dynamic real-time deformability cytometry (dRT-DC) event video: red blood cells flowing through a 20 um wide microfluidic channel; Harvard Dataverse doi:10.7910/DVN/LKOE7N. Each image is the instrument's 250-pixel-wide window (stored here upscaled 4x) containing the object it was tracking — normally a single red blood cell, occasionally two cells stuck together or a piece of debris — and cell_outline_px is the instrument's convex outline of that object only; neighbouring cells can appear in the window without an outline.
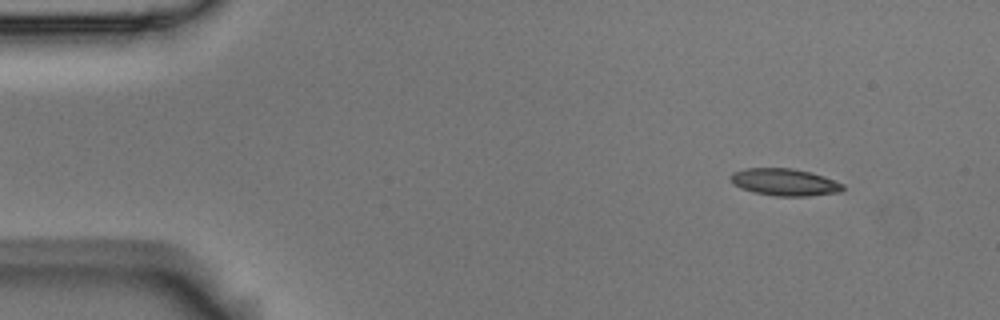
{"species": "Egyptian fruit bat (a non-hibernating species)", "species_latin": "Rousettus aegyptiacus", "temperature_condition": "room temperature", "stored_images_in_passage": 4, "camera_frame_rate_fps": 3000, "um_per_image_px": 0.085, "animal": {"sex": "male"}, "frame": {"image": 1, "passage_image": 1, "time_ms": 0.0, "image_size_px": [1000, 320], "cell_outline_px": [[844, 188], [840, 192], [808, 196], [776, 196], [752, 192], [740, 188], [732, 184], [728, 176], [732, 172], [744, 168], [792, 168], [812, 172], [824, 176], [844, 184]], "centroid_in_image_um": [66.65, 15.48], "position_along_channel_um": 18.3, "area_um2": 18.03}}
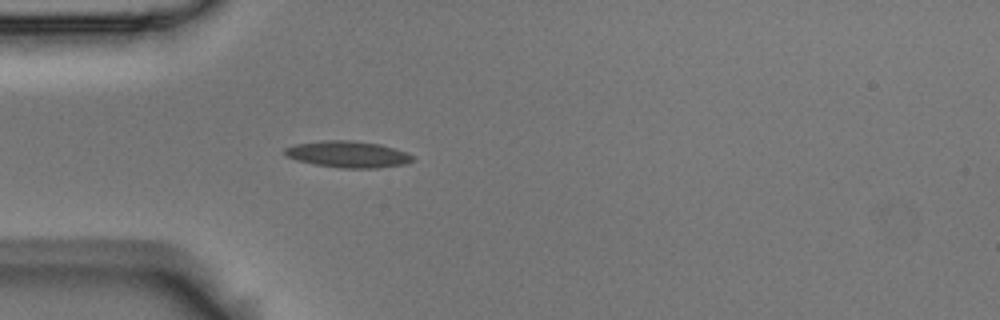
{"frame": {"image": 2, "passage_image": 4, "time_ms": 1.0, "image_size_px": [1000, 320], "cell_outline_px": [[416, 160], [408, 164], [376, 168], [340, 168], [316, 164], [296, 160], [288, 156], [284, 152], [284, 148], [292, 144], [324, 140], [352, 140], [380, 144], [396, 148], [408, 152], [416, 156]], "centroid_in_image_um": [29.65, 13.11], "position_along_channel_um": 55.3, "area_um2": 20.11}}